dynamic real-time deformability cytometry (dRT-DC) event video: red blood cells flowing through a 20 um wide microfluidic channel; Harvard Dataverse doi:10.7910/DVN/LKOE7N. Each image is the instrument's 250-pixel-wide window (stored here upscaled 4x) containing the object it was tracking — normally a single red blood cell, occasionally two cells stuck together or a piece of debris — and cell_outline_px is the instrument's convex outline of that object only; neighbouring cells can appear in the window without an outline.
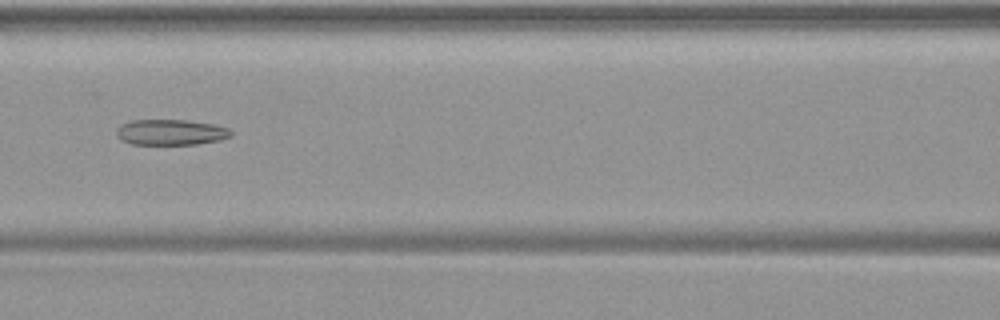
{"species": "common noctule bat (a hibernating species)", "species_latin": "Nyctalus noctula", "temperature_condition": "warm", "stored_images_in_passage": 49, "camera_frame_rate_fps": 3000, "um_per_image_px": 0.085, "animal": {"sex": "female", "body_mass_g": 19.9}, "frame": {"image": 1, "passage_image": 22, "time_ms": 7.0, "image_size_px": [1000, 320], "cell_outline_px": [[232, 136], [220, 140], [196, 144], [132, 144], [120, 140], [116, 136], [116, 128], [120, 124], [132, 120], [188, 120], [212, 124], [228, 128], [232, 132]], "centroid_in_image_um": [14.48, 11.24], "position_along_channel_um": 152.1, "area_um2": 17.22}}
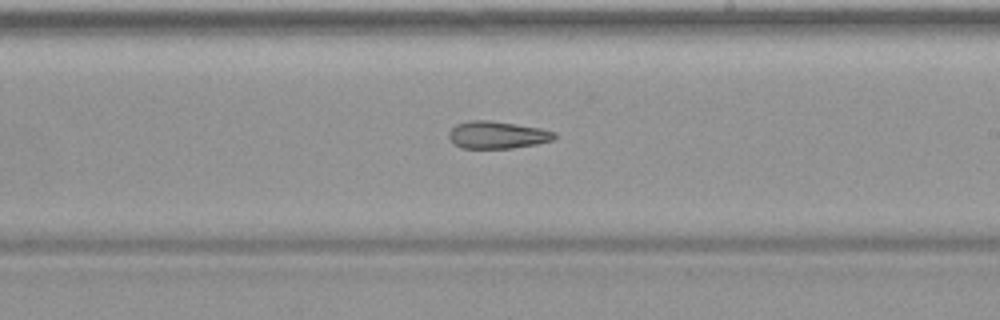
{"frame": {"image": 2, "passage_image": 29, "time_ms": 9.333, "image_size_px": [1000, 320], "cell_outline_px": [[556, 136], [552, 140], [536, 144], [512, 148], [460, 148], [448, 136], [448, 132], [456, 124], [468, 120], [488, 120], [540, 128], [556, 132]], "centroid_in_image_um": [42.25, 11.46], "position_along_channel_um": 246.7, "area_um2": 16.7}}
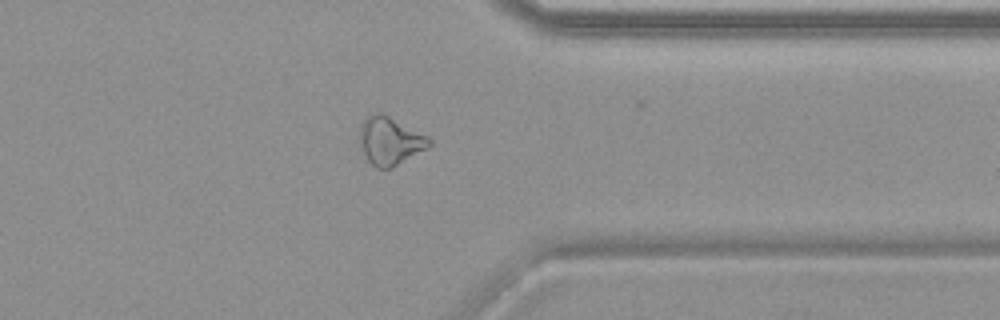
{"frame": {"image": 3, "passage_image": 39, "time_ms": 12.667, "image_size_px": [1000, 320], "cell_outline_px": [[432, 144], [428, 148], [392, 168], [376, 168], [368, 160], [360, 144], [360, 124], [372, 112], [380, 112], [428, 136], [432, 140]], "centroid_in_image_um": [33.16, 11.97], "position_along_channel_um": 378.2, "area_um2": 19.31}}